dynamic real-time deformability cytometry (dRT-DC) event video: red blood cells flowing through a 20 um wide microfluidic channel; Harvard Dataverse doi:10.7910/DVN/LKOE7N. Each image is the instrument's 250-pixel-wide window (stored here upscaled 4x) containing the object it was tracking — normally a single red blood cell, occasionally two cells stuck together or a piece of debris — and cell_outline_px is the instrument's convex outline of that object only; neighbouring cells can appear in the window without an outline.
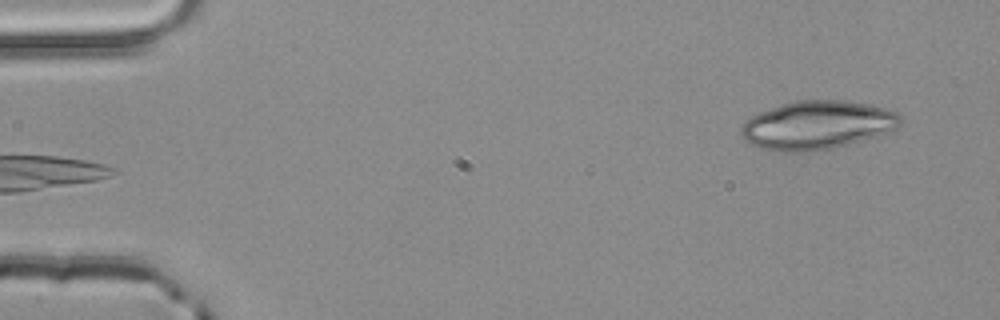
{"species": "common noctule bat (a hibernating species)", "species_latin": "Nyctalus noctula", "temperature_condition": "room temperature", "stored_images_in_passage": 3, "camera_frame_rate_fps": 3000, "um_per_image_px": 0.085, "animal": {"sex": "male", "body_mass_g": 20.4}, "frame": {"image": 1, "passage_image": 3, "time_ms": 0.667, "image_size_px": [1000, 320], "cell_outline_px": [[904, 120], [896, 128], [888, 132], [876, 136], [848, 144], [812, 152], [780, 152], [760, 148], [744, 140], [740, 132], [740, 128], [752, 116], [760, 112], [780, 104], [796, 100], [844, 100], [872, 104], [896, 112]], "centroid_in_image_um": [69.47, 10.63], "position_along_channel_um": 15.5, "area_um2": 45.2}}